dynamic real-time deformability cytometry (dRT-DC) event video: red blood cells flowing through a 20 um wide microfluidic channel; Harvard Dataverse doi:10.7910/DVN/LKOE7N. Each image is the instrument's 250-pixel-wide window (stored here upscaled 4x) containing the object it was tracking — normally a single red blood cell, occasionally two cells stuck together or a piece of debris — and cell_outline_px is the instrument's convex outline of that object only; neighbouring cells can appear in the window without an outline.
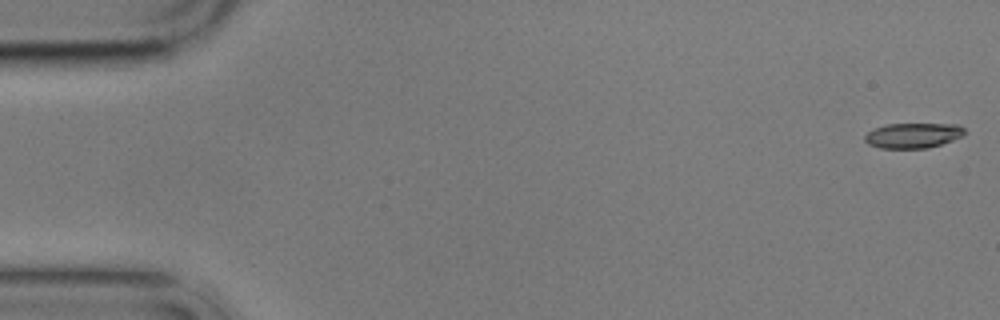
{"species": "common noctule bat (a hibernating species)", "species_latin": "Nyctalus noctula", "temperature_condition": "cold", "stored_images_in_passage": 5, "camera_frame_rate_fps": 3000, "um_per_image_px": 0.085, "animal": {"sex": "male", "body_mass_g": 17.9}, "frame": {"image": 1, "passage_image": 1, "time_ms": 0.0, "image_size_px": [1000, 320], "cell_outline_px": [[964, 132], [960, 136], [952, 140], [928, 148], [880, 148], [868, 144], [864, 140], [864, 136], [868, 132], [876, 128], [888, 124], [960, 124], [964, 128]], "centroid_in_image_um": [77.59, 11.51], "position_along_channel_um": 7.4, "area_um2": 14.45}}